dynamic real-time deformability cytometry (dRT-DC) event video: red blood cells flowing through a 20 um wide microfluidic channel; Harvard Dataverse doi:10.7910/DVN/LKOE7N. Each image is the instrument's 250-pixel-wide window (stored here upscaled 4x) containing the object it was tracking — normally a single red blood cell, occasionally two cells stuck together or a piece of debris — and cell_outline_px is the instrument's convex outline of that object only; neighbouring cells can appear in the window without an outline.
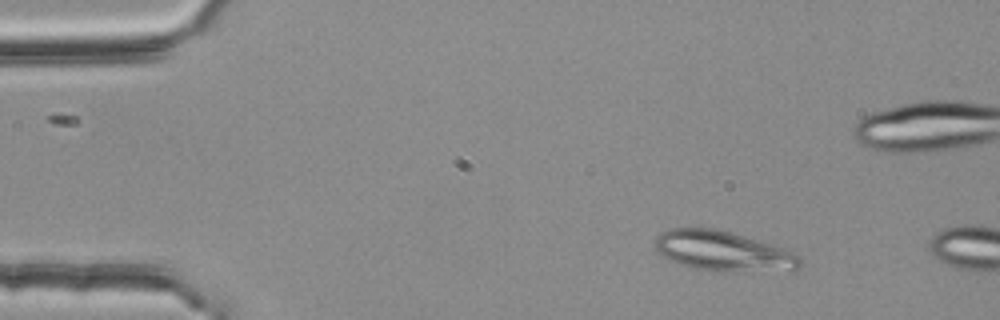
{"species": "common noctule bat (a hibernating species)", "species_latin": "Nyctalus noctula", "temperature_condition": "room temperature", "stored_images_in_passage": 6, "camera_frame_rate_fps": 3000, "um_per_image_px": 0.085, "animal": {"sex": "female", "body_mass_g": 25.1}, "frame": {"image": 1, "passage_image": 2, "time_ms": 0.333, "image_size_px": [1000, 320], "cell_outline_px": [[804, 264], [796, 272], [724, 272], [696, 268], [676, 264], [668, 260], [652, 244], [656, 236], [660, 232], [668, 228], [712, 228], [732, 232], [772, 244], [784, 248], [800, 256], [804, 260]], "centroid_in_image_um": [61.55, 21.38], "position_along_channel_um": 23.4, "area_um2": 34.91}}